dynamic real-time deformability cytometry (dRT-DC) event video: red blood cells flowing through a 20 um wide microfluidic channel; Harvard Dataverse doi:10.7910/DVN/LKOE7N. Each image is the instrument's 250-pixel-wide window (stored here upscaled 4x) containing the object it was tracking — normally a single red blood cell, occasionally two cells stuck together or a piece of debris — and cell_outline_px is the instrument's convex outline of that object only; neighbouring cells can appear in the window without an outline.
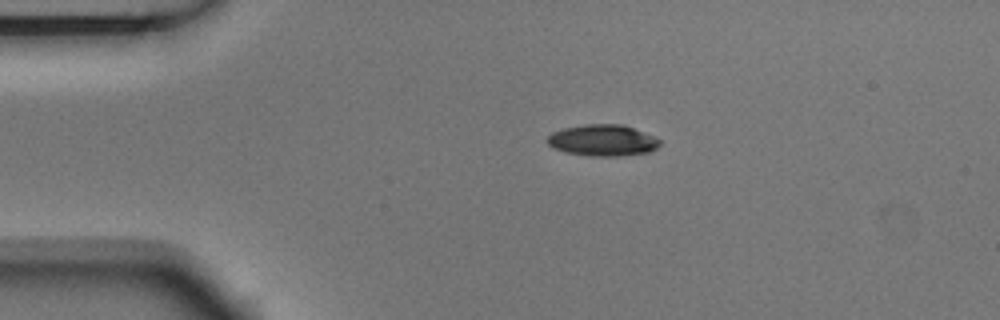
{"species": "Egyptian fruit bat (a non-hibernating species)", "species_latin": "Rousettus aegyptiacus", "temperature_condition": "room temperature", "stored_images_in_passage": 2, "camera_frame_rate_fps": 3000, "um_per_image_px": 0.085, "animal": {"sex": "male"}, "frame": {"image": 1, "passage_image": 1, "time_ms": 0.0, "image_size_px": [1000, 320], "cell_outline_px": [[660, 144], [656, 148], [648, 152], [620, 156], [588, 156], [564, 152], [552, 148], [548, 144], [548, 136], [552, 132], [564, 128], [588, 124], [624, 124], [656, 136], [660, 140]], "centroid_in_image_um": [51.24, 11.93], "position_along_channel_um": 33.8, "area_um2": 20.75}}